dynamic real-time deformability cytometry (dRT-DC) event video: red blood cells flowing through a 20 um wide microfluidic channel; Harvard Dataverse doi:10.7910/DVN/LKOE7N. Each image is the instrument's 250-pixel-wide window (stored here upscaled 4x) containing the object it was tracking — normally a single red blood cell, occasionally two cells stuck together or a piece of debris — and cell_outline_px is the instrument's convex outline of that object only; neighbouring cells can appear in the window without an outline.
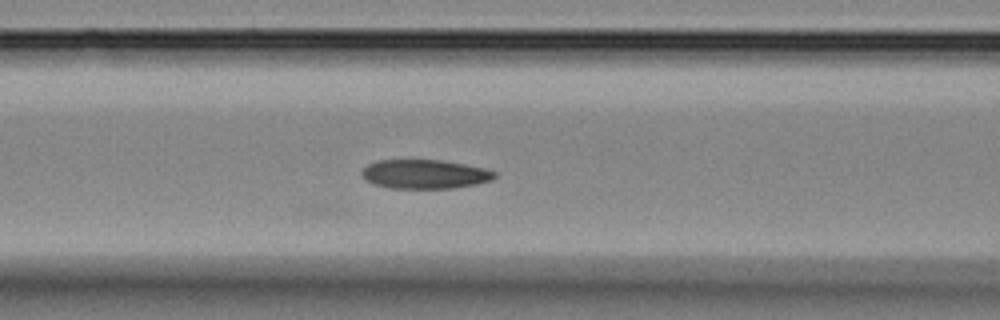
{"species": "Egyptian fruit bat (a non-hibernating species)", "species_latin": "Rousettus aegyptiacus", "temperature_condition": "room temperature", "stored_images_in_passage": 4, "camera_frame_rate_fps": 3000, "um_per_image_px": 0.085, "animal": {"sex": "female"}, "frame": {"image": 1, "passage_image": 4, "time_ms": 3.333, "image_size_px": [1000, 320], "cell_outline_px": [[496, 176], [492, 180], [476, 184], [456, 188], [388, 188], [372, 184], [360, 172], [368, 164], [376, 160], [440, 160], [484, 168], [496, 172]], "centroid_in_image_um": [36.1, 14.81], "position_along_channel_um": 130.5, "area_um2": 22.43}}